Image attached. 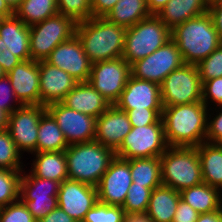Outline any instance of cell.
Wrapping results in <instances>:
<instances>
[{
    "label": "cell",
    "instance_id": "ba28073f",
    "mask_svg": "<svg viewBox=\"0 0 222 222\" xmlns=\"http://www.w3.org/2000/svg\"><path fill=\"white\" fill-rule=\"evenodd\" d=\"M167 148L164 125L160 118L155 124L132 127L115 153L116 156L129 160L160 157Z\"/></svg>",
    "mask_w": 222,
    "mask_h": 222
},
{
    "label": "cell",
    "instance_id": "7402d4cb",
    "mask_svg": "<svg viewBox=\"0 0 222 222\" xmlns=\"http://www.w3.org/2000/svg\"><path fill=\"white\" fill-rule=\"evenodd\" d=\"M0 37L7 49L21 61L31 59L30 56V27L15 14L0 23Z\"/></svg>",
    "mask_w": 222,
    "mask_h": 222
},
{
    "label": "cell",
    "instance_id": "ee69618b",
    "mask_svg": "<svg viewBox=\"0 0 222 222\" xmlns=\"http://www.w3.org/2000/svg\"><path fill=\"white\" fill-rule=\"evenodd\" d=\"M198 216L199 213L180 198L172 222H196Z\"/></svg>",
    "mask_w": 222,
    "mask_h": 222
},
{
    "label": "cell",
    "instance_id": "f35d334b",
    "mask_svg": "<svg viewBox=\"0 0 222 222\" xmlns=\"http://www.w3.org/2000/svg\"><path fill=\"white\" fill-rule=\"evenodd\" d=\"M0 222H37L27 206L18 201L0 208Z\"/></svg>",
    "mask_w": 222,
    "mask_h": 222
},
{
    "label": "cell",
    "instance_id": "44dd1931",
    "mask_svg": "<svg viewBox=\"0 0 222 222\" xmlns=\"http://www.w3.org/2000/svg\"><path fill=\"white\" fill-rule=\"evenodd\" d=\"M61 103L96 119L111 106L89 82H78Z\"/></svg>",
    "mask_w": 222,
    "mask_h": 222
},
{
    "label": "cell",
    "instance_id": "c3c4849f",
    "mask_svg": "<svg viewBox=\"0 0 222 222\" xmlns=\"http://www.w3.org/2000/svg\"><path fill=\"white\" fill-rule=\"evenodd\" d=\"M208 12L211 14L214 26L222 42V0H216L210 3Z\"/></svg>",
    "mask_w": 222,
    "mask_h": 222
},
{
    "label": "cell",
    "instance_id": "7dc6e473",
    "mask_svg": "<svg viewBox=\"0 0 222 222\" xmlns=\"http://www.w3.org/2000/svg\"><path fill=\"white\" fill-rule=\"evenodd\" d=\"M119 0H91L92 17H105Z\"/></svg>",
    "mask_w": 222,
    "mask_h": 222
},
{
    "label": "cell",
    "instance_id": "1f68e13d",
    "mask_svg": "<svg viewBox=\"0 0 222 222\" xmlns=\"http://www.w3.org/2000/svg\"><path fill=\"white\" fill-rule=\"evenodd\" d=\"M60 182L50 179L39 178L29 173L21 175L20 179V200H33L34 198H47L57 196Z\"/></svg>",
    "mask_w": 222,
    "mask_h": 222
},
{
    "label": "cell",
    "instance_id": "bcb514c9",
    "mask_svg": "<svg viewBox=\"0 0 222 222\" xmlns=\"http://www.w3.org/2000/svg\"><path fill=\"white\" fill-rule=\"evenodd\" d=\"M222 135V109L213 120L207 122L206 141L214 143Z\"/></svg>",
    "mask_w": 222,
    "mask_h": 222
},
{
    "label": "cell",
    "instance_id": "d6a6232c",
    "mask_svg": "<svg viewBox=\"0 0 222 222\" xmlns=\"http://www.w3.org/2000/svg\"><path fill=\"white\" fill-rule=\"evenodd\" d=\"M7 129L0 131V169L23 171L20 154Z\"/></svg>",
    "mask_w": 222,
    "mask_h": 222
},
{
    "label": "cell",
    "instance_id": "8d00e7d4",
    "mask_svg": "<svg viewBox=\"0 0 222 222\" xmlns=\"http://www.w3.org/2000/svg\"><path fill=\"white\" fill-rule=\"evenodd\" d=\"M58 13L72 18L76 23L92 17L91 0H57Z\"/></svg>",
    "mask_w": 222,
    "mask_h": 222
},
{
    "label": "cell",
    "instance_id": "11a10c76",
    "mask_svg": "<svg viewBox=\"0 0 222 222\" xmlns=\"http://www.w3.org/2000/svg\"><path fill=\"white\" fill-rule=\"evenodd\" d=\"M9 114L0 109V131L7 129Z\"/></svg>",
    "mask_w": 222,
    "mask_h": 222
},
{
    "label": "cell",
    "instance_id": "e575fe53",
    "mask_svg": "<svg viewBox=\"0 0 222 222\" xmlns=\"http://www.w3.org/2000/svg\"><path fill=\"white\" fill-rule=\"evenodd\" d=\"M151 193L152 190L150 188L132 183L122 205L125 213H146Z\"/></svg>",
    "mask_w": 222,
    "mask_h": 222
},
{
    "label": "cell",
    "instance_id": "603a6c76",
    "mask_svg": "<svg viewBox=\"0 0 222 222\" xmlns=\"http://www.w3.org/2000/svg\"><path fill=\"white\" fill-rule=\"evenodd\" d=\"M208 9L206 0H169L157 16L171 30L188 19L205 14Z\"/></svg>",
    "mask_w": 222,
    "mask_h": 222
},
{
    "label": "cell",
    "instance_id": "e0dca14e",
    "mask_svg": "<svg viewBox=\"0 0 222 222\" xmlns=\"http://www.w3.org/2000/svg\"><path fill=\"white\" fill-rule=\"evenodd\" d=\"M114 105L124 112L131 109H163L160 85L130 76Z\"/></svg>",
    "mask_w": 222,
    "mask_h": 222
},
{
    "label": "cell",
    "instance_id": "60d3db41",
    "mask_svg": "<svg viewBox=\"0 0 222 222\" xmlns=\"http://www.w3.org/2000/svg\"><path fill=\"white\" fill-rule=\"evenodd\" d=\"M163 109H131L127 111L131 127H142L155 124L162 115Z\"/></svg>",
    "mask_w": 222,
    "mask_h": 222
},
{
    "label": "cell",
    "instance_id": "7bdbcfd3",
    "mask_svg": "<svg viewBox=\"0 0 222 222\" xmlns=\"http://www.w3.org/2000/svg\"><path fill=\"white\" fill-rule=\"evenodd\" d=\"M9 98L13 99L15 103L18 102L17 98H15L14 90L8 76L4 75L2 78H0V109L6 111L8 114H11L14 110L20 107L21 104H18L16 107L15 105L8 103L10 100Z\"/></svg>",
    "mask_w": 222,
    "mask_h": 222
},
{
    "label": "cell",
    "instance_id": "b9f144b4",
    "mask_svg": "<svg viewBox=\"0 0 222 222\" xmlns=\"http://www.w3.org/2000/svg\"><path fill=\"white\" fill-rule=\"evenodd\" d=\"M208 99L222 107V77L209 79L202 83V102L207 108Z\"/></svg>",
    "mask_w": 222,
    "mask_h": 222
},
{
    "label": "cell",
    "instance_id": "2e32d148",
    "mask_svg": "<svg viewBox=\"0 0 222 222\" xmlns=\"http://www.w3.org/2000/svg\"><path fill=\"white\" fill-rule=\"evenodd\" d=\"M58 206L76 222H83L86 213L98 202L97 188L77 180L65 179L57 195Z\"/></svg>",
    "mask_w": 222,
    "mask_h": 222
},
{
    "label": "cell",
    "instance_id": "4dcf8cb0",
    "mask_svg": "<svg viewBox=\"0 0 222 222\" xmlns=\"http://www.w3.org/2000/svg\"><path fill=\"white\" fill-rule=\"evenodd\" d=\"M57 13V0H23L14 11L27 26L42 22Z\"/></svg>",
    "mask_w": 222,
    "mask_h": 222
},
{
    "label": "cell",
    "instance_id": "681fc988",
    "mask_svg": "<svg viewBox=\"0 0 222 222\" xmlns=\"http://www.w3.org/2000/svg\"><path fill=\"white\" fill-rule=\"evenodd\" d=\"M38 222H76L59 206L52 210L48 215L39 220Z\"/></svg>",
    "mask_w": 222,
    "mask_h": 222
},
{
    "label": "cell",
    "instance_id": "8992f818",
    "mask_svg": "<svg viewBox=\"0 0 222 222\" xmlns=\"http://www.w3.org/2000/svg\"><path fill=\"white\" fill-rule=\"evenodd\" d=\"M170 39L171 30L157 15H150L126 29L122 57L131 65L149 56Z\"/></svg>",
    "mask_w": 222,
    "mask_h": 222
},
{
    "label": "cell",
    "instance_id": "d6986e66",
    "mask_svg": "<svg viewBox=\"0 0 222 222\" xmlns=\"http://www.w3.org/2000/svg\"><path fill=\"white\" fill-rule=\"evenodd\" d=\"M78 81L46 60L39 61L40 105L61 102Z\"/></svg>",
    "mask_w": 222,
    "mask_h": 222
},
{
    "label": "cell",
    "instance_id": "f1b7e54d",
    "mask_svg": "<svg viewBox=\"0 0 222 222\" xmlns=\"http://www.w3.org/2000/svg\"><path fill=\"white\" fill-rule=\"evenodd\" d=\"M150 15L146 0H119L105 18L127 29Z\"/></svg>",
    "mask_w": 222,
    "mask_h": 222
},
{
    "label": "cell",
    "instance_id": "30bf717a",
    "mask_svg": "<svg viewBox=\"0 0 222 222\" xmlns=\"http://www.w3.org/2000/svg\"><path fill=\"white\" fill-rule=\"evenodd\" d=\"M130 76L131 65L120 57L92 63L88 82L111 105H114L120 98Z\"/></svg>",
    "mask_w": 222,
    "mask_h": 222
},
{
    "label": "cell",
    "instance_id": "7c38bea8",
    "mask_svg": "<svg viewBox=\"0 0 222 222\" xmlns=\"http://www.w3.org/2000/svg\"><path fill=\"white\" fill-rule=\"evenodd\" d=\"M44 105H21L8 117L7 130L18 150L37 153L38 126Z\"/></svg>",
    "mask_w": 222,
    "mask_h": 222
},
{
    "label": "cell",
    "instance_id": "6da1fadb",
    "mask_svg": "<svg viewBox=\"0 0 222 222\" xmlns=\"http://www.w3.org/2000/svg\"><path fill=\"white\" fill-rule=\"evenodd\" d=\"M207 106L202 102L163 106L162 121L168 146L197 147L206 141Z\"/></svg>",
    "mask_w": 222,
    "mask_h": 222
},
{
    "label": "cell",
    "instance_id": "83f0119b",
    "mask_svg": "<svg viewBox=\"0 0 222 222\" xmlns=\"http://www.w3.org/2000/svg\"><path fill=\"white\" fill-rule=\"evenodd\" d=\"M37 152L65 151L68 143L53 116L46 110L39 122Z\"/></svg>",
    "mask_w": 222,
    "mask_h": 222
},
{
    "label": "cell",
    "instance_id": "836d02e7",
    "mask_svg": "<svg viewBox=\"0 0 222 222\" xmlns=\"http://www.w3.org/2000/svg\"><path fill=\"white\" fill-rule=\"evenodd\" d=\"M20 172L0 169V208L19 200Z\"/></svg>",
    "mask_w": 222,
    "mask_h": 222
},
{
    "label": "cell",
    "instance_id": "816d5d0a",
    "mask_svg": "<svg viewBox=\"0 0 222 222\" xmlns=\"http://www.w3.org/2000/svg\"><path fill=\"white\" fill-rule=\"evenodd\" d=\"M169 0H146L151 15H157Z\"/></svg>",
    "mask_w": 222,
    "mask_h": 222
},
{
    "label": "cell",
    "instance_id": "db71d44e",
    "mask_svg": "<svg viewBox=\"0 0 222 222\" xmlns=\"http://www.w3.org/2000/svg\"><path fill=\"white\" fill-rule=\"evenodd\" d=\"M14 15V11L8 6L5 0H0V16L3 18Z\"/></svg>",
    "mask_w": 222,
    "mask_h": 222
},
{
    "label": "cell",
    "instance_id": "ffe728a7",
    "mask_svg": "<svg viewBox=\"0 0 222 222\" xmlns=\"http://www.w3.org/2000/svg\"><path fill=\"white\" fill-rule=\"evenodd\" d=\"M131 128L127 113L111 105L96 119L95 141L116 151Z\"/></svg>",
    "mask_w": 222,
    "mask_h": 222
},
{
    "label": "cell",
    "instance_id": "ab89813d",
    "mask_svg": "<svg viewBox=\"0 0 222 222\" xmlns=\"http://www.w3.org/2000/svg\"><path fill=\"white\" fill-rule=\"evenodd\" d=\"M21 201L27 206L29 212L37 222L58 206L57 196Z\"/></svg>",
    "mask_w": 222,
    "mask_h": 222
},
{
    "label": "cell",
    "instance_id": "7a4b0ae2",
    "mask_svg": "<svg viewBox=\"0 0 222 222\" xmlns=\"http://www.w3.org/2000/svg\"><path fill=\"white\" fill-rule=\"evenodd\" d=\"M126 28L105 17H91L77 23L75 35L92 63L123 55Z\"/></svg>",
    "mask_w": 222,
    "mask_h": 222
},
{
    "label": "cell",
    "instance_id": "f6af8a7d",
    "mask_svg": "<svg viewBox=\"0 0 222 222\" xmlns=\"http://www.w3.org/2000/svg\"><path fill=\"white\" fill-rule=\"evenodd\" d=\"M21 60L13 55L5 46L0 37V67L5 74H8Z\"/></svg>",
    "mask_w": 222,
    "mask_h": 222
},
{
    "label": "cell",
    "instance_id": "6f0895ef",
    "mask_svg": "<svg viewBox=\"0 0 222 222\" xmlns=\"http://www.w3.org/2000/svg\"><path fill=\"white\" fill-rule=\"evenodd\" d=\"M214 143L219 147H222V135Z\"/></svg>",
    "mask_w": 222,
    "mask_h": 222
},
{
    "label": "cell",
    "instance_id": "4fadbf2b",
    "mask_svg": "<svg viewBox=\"0 0 222 222\" xmlns=\"http://www.w3.org/2000/svg\"><path fill=\"white\" fill-rule=\"evenodd\" d=\"M64 134L68 145L95 141L96 118L70 109L61 102L46 106Z\"/></svg>",
    "mask_w": 222,
    "mask_h": 222
},
{
    "label": "cell",
    "instance_id": "f546056e",
    "mask_svg": "<svg viewBox=\"0 0 222 222\" xmlns=\"http://www.w3.org/2000/svg\"><path fill=\"white\" fill-rule=\"evenodd\" d=\"M133 183L150 188L162 185L160 157L130 159Z\"/></svg>",
    "mask_w": 222,
    "mask_h": 222
},
{
    "label": "cell",
    "instance_id": "5b68a950",
    "mask_svg": "<svg viewBox=\"0 0 222 222\" xmlns=\"http://www.w3.org/2000/svg\"><path fill=\"white\" fill-rule=\"evenodd\" d=\"M160 162L162 185L181 192L203 183L196 147L168 146Z\"/></svg>",
    "mask_w": 222,
    "mask_h": 222
},
{
    "label": "cell",
    "instance_id": "277c9868",
    "mask_svg": "<svg viewBox=\"0 0 222 222\" xmlns=\"http://www.w3.org/2000/svg\"><path fill=\"white\" fill-rule=\"evenodd\" d=\"M65 156L68 179L96 187L116 153L99 142L92 141L69 145Z\"/></svg>",
    "mask_w": 222,
    "mask_h": 222
},
{
    "label": "cell",
    "instance_id": "8fae6325",
    "mask_svg": "<svg viewBox=\"0 0 222 222\" xmlns=\"http://www.w3.org/2000/svg\"><path fill=\"white\" fill-rule=\"evenodd\" d=\"M184 64L177 44L170 39L149 56L131 64V76L161 85L164 79Z\"/></svg>",
    "mask_w": 222,
    "mask_h": 222
},
{
    "label": "cell",
    "instance_id": "680465c9",
    "mask_svg": "<svg viewBox=\"0 0 222 222\" xmlns=\"http://www.w3.org/2000/svg\"><path fill=\"white\" fill-rule=\"evenodd\" d=\"M4 75L6 74L3 72L2 68L0 67V78H2Z\"/></svg>",
    "mask_w": 222,
    "mask_h": 222
},
{
    "label": "cell",
    "instance_id": "9a60e30c",
    "mask_svg": "<svg viewBox=\"0 0 222 222\" xmlns=\"http://www.w3.org/2000/svg\"><path fill=\"white\" fill-rule=\"evenodd\" d=\"M46 61L64 70L78 82H88L89 80L92 62L84 52L76 35L57 45Z\"/></svg>",
    "mask_w": 222,
    "mask_h": 222
},
{
    "label": "cell",
    "instance_id": "3957f363",
    "mask_svg": "<svg viewBox=\"0 0 222 222\" xmlns=\"http://www.w3.org/2000/svg\"><path fill=\"white\" fill-rule=\"evenodd\" d=\"M171 39L177 44L184 64L194 65L222 43L209 12L176 25L171 29Z\"/></svg>",
    "mask_w": 222,
    "mask_h": 222
},
{
    "label": "cell",
    "instance_id": "d4e9b609",
    "mask_svg": "<svg viewBox=\"0 0 222 222\" xmlns=\"http://www.w3.org/2000/svg\"><path fill=\"white\" fill-rule=\"evenodd\" d=\"M196 148L201 163L203 182L222 190V147L205 141Z\"/></svg>",
    "mask_w": 222,
    "mask_h": 222
},
{
    "label": "cell",
    "instance_id": "cb8c5ba5",
    "mask_svg": "<svg viewBox=\"0 0 222 222\" xmlns=\"http://www.w3.org/2000/svg\"><path fill=\"white\" fill-rule=\"evenodd\" d=\"M180 198L177 190L160 185L152 190L146 213L153 222H172Z\"/></svg>",
    "mask_w": 222,
    "mask_h": 222
},
{
    "label": "cell",
    "instance_id": "f907efd6",
    "mask_svg": "<svg viewBox=\"0 0 222 222\" xmlns=\"http://www.w3.org/2000/svg\"><path fill=\"white\" fill-rule=\"evenodd\" d=\"M196 222H222V207L210 213L199 214Z\"/></svg>",
    "mask_w": 222,
    "mask_h": 222
},
{
    "label": "cell",
    "instance_id": "d590c367",
    "mask_svg": "<svg viewBox=\"0 0 222 222\" xmlns=\"http://www.w3.org/2000/svg\"><path fill=\"white\" fill-rule=\"evenodd\" d=\"M125 211L121 206L97 202L87 213L83 222H123Z\"/></svg>",
    "mask_w": 222,
    "mask_h": 222
},
{
    "label": "cell",
    "instance_id": "4316f807",
    "mask_svg": "<svg viewBox=\"0 0 222 222\" xmlns=\"http://www.w3.org/2000/svg\"><path fill=\"white\" fill-rule=\"evenodd\" d=\"M220 191L203 182L182 190L180 196L199 214H204L219 210L222 207V192Z\"/></svg>",
    "mask_w": 222,
    "mask_h": 222
},
{
    "label": "cell",
    "instance_id": "ac0fdd59",
    "mask_svg": "<svg viewBox=\"0 0 222 222\" xmlns=\"http://www.w3.org/2000/svg\"><path fill=\"white\" fill-rule=\"evenodd\" d=\"M21 105H40L39 61H20L6 74Z\"/></svg>",
    "mask_w": 222,
    "mask_h": 222
},
{
    "label": "cell",
    "instance_id": "f5cc1de1",
    "mask_svg": "<svg viewBox=\"0 0 222 222\" xmlns=\"http://www.w3.org/2000/svg\"><path fill=\"white\" fill-rule=\"evenodd\" d=\"M123 222H153L147 213L128 214L125 213Z\"/></svg>",
    "mask_w": 222,
    "mask_h": 222
},
{
    "label": "cell",
    "instance_id": "5bb4252c",
    "mask_svg": "<svg viewBox=\"0 0 222 222\" xmlns=\"http://www.w3.org/2000/svg\"><path fill=\"white\" fill-rule=\"evenodd\" d=\"M132 183L130 159L116 156L96 186L98 201L122 207Z\"/></svg>",
    "mask_w": 222,
    "mask_h": 222
},
{
    "label": "cell",
    "instance_id": "91938a15",
    "mask_svg": "<svg viewBox=\"0 0 222 222\" xmlns=\"http://www.w3.org/2000/svg\"><path fill=\"white\" fill-rule=\"evenodd\" d=\"M209 4L216 1V0H206Z\"/></svg>",
    "mask_w": 222,
    "mask_h": 222
},
{
    "label": "cell",
    "instance_id": "74e56055",
    "mask_svg": "<svg viewBox=\"0 0 222 222\" xmlns=\"http://www.w3.org/2000/svg\"><path fill=\"white\" fill-rule=\"evenodd\" d=\"M201 82L222 77V43L197 65Z\"/></svg>",
    "mask_w": 222,
    "mask_h": 222
},
{
    "label": "cell",
    "instance_id": "484cf974",
    "mask_svg": "<svg viewBox=\"0 0 222 222\" xmlns=\"http://www.w3.org/2000/svg\"><path fill=\"white\" fill-rule=\"evenodd\" d=\"M31 174L62 183L68 179L65 151L37 152Z\"/></svg>",
    "mask_w": 222,
    "mask_h": 222
},
{
    "label": "cell",
    "instance_id": "9c48e42d",
    "mask_svg": "<svg viewBox=\"0 0 222 222\" xmlns=\"http://www.w3.org/2000/svg\"><path fill=\"white\" fill-rule=\"evenodd\" d=\"M163 106L202 101V82L194 64H183L172 71L160 85Z\"/></svg>",
    "mask_w": 222,
    "mask_h": 222
},
{
    "label": "cell",
    "instance_id": "52a82bcc",
    "mask_svg": "<svg viewBox=\"0 0 222 222\" xmlns=\"http://www.w3.org/2000/svg\"><path fill=\"white\" fill-rule=\"evenodd\" d=\"M76 26L72 18L60 13L29 26L31 60H46L57 45L75 35Z\"/></svg>",
    "mask_w": 222,
    "mask_h": 222
},
{
    "label": "cell",
    "instance_id": "9f6ffc18",
    "mask_svg": "<svg viewBox=\"0 0 222 222\" xmlns=\"http://www.w3.org/2000/svg\"><path fill=\"white\" fill-rule=\"evenodd\" d=\"M8 6L15 11L23 0H5Z\"/></svg>",
    "mask_w": 222,
    "mask_h": 222
}]
</instances>
